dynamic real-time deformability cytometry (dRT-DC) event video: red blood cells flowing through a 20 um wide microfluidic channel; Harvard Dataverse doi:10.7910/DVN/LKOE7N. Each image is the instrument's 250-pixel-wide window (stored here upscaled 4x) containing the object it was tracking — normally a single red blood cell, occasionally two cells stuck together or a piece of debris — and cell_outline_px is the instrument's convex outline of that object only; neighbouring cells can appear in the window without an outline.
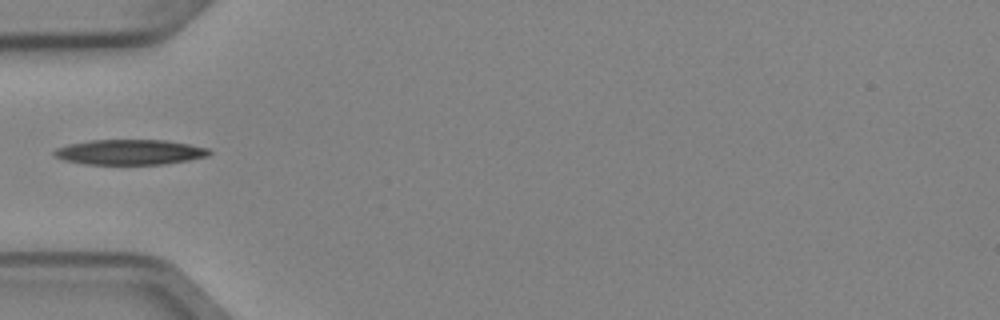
{"species": "Egyptian fruit bat (a non-hibernating species)", "species_latin": "Rousettus aegyptiacus", "temperature_condition": "cold", "stored_images_in_passage": 5, "camera_frame_rate_fps": 3000, "um_per_image_px": 0.085, "animal": {"sex": "female"}, "frame": {"image": 1, "passage_image": 5, "time_ms": 1.333, "image_size_px": [1000, 320], "cell_outline_px": [[212, 152], [208, 156], [188, 160], [164, 164], [84, 164], [64, 160], [56, 156], [52, 152], [56, 148], [68, 144], [92, 140], [164, 140], [188, 144], [208, 148]], "centroid_in_image_um": [11.03, 12.93], "position_along_channel_um": 74.0, "area_um2": 22.66}}